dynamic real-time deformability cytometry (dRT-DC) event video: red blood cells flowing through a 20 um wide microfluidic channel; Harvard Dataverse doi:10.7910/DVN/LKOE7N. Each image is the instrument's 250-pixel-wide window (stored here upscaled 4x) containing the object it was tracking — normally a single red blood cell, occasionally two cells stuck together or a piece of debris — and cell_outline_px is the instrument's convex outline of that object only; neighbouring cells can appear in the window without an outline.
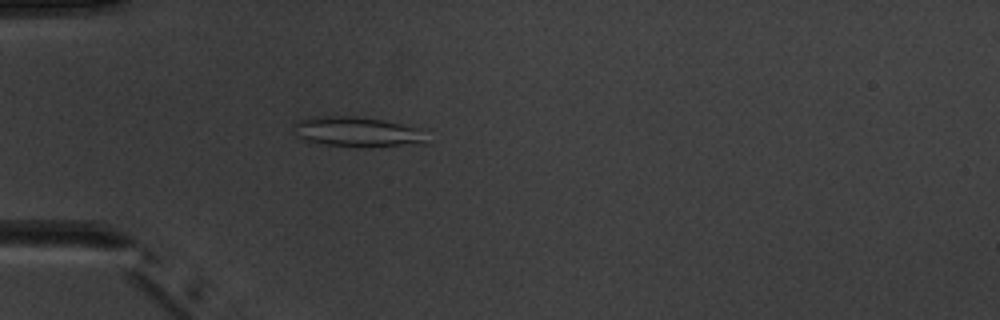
{"species": "common noctule bat (a hibernating species)", "species_latin": "Nyctalus noctula", "temperature_condition": "warm", "stored_images_in_passage": 5, "camera_frame_rate_fps": 3000, "um_per_image_px": 0.085, "animal": {"sex": "male", "body_mass_g": 20.1, "forearm_length_mm": 53.5}, "frame": {"image": 1, "passage_image": 5, "time_ms": 4.667, "image_size_px": [1000, 320], "cell_outline_px": [[428, 144], [364, 148], [308, 144], [296, 136], [292, 124], [296, 120], [312, 116], [356, 116], [384, 120], [428, 128]], "centroid_in_image_um": [30.44, 11.23], "position_along_channel_um": 54.6, "area_um2": 25.14}}